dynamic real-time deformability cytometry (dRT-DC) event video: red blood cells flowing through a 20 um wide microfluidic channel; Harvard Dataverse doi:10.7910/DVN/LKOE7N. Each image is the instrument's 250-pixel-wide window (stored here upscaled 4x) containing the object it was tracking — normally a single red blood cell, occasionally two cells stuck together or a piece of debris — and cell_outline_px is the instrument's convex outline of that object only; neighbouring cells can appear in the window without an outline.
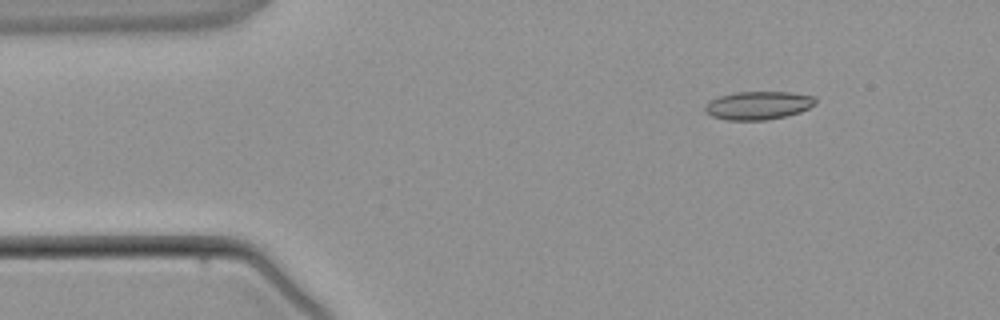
{"species": "common noctule bat (a hibernating species)", "species_latin": "Nyctalus noctula", "temperature_condition": "warm", "stored_images_in_passage": 3, "camera_frame_rate_fps": 3000, "um_per_image_px": 0.085, "animal": {"sex": "male", "body_mass_g": 21.5, "forearm_length_mm": 52.0}, "frame": {"image": 1, "passage_image": 1, "time_ms": 0.0, "image_size_px": [1000, 320], "cell_outline_px": [[816, 104], [800, 112], [768, 120], [728, 120], [712, 116], [704, 112], [704, 108], [712, 100], [720, 96], [736, 92], [792, 92], [816, 96]], "centroid_in_image_um": [64.49, 8.96], "position_along_channel_um": 20.5, "area_um2": 18.15}}
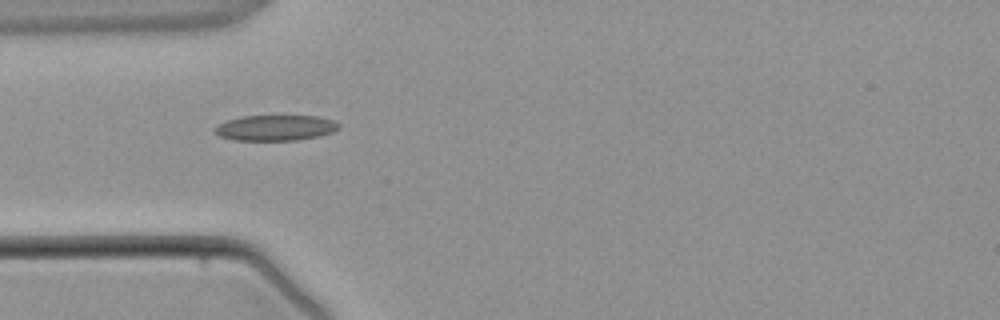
{"frame": {"image": 2, "passage_image": 3, "time_ms": 2.333, "image_size_px": [1000, 320], "cell_outline_px": [[340, 128], [332, 132], [320, 136], [296, 140], [236, 140], [220, 136], [216, 132], [216, 128], [220, 124], [228, 120], [244, 116], [316, 116], [332, 120], [340, 124]], "centroid_in_image_um": [23.48, 10.86], "position_along_channel_um": 61.5, "area_um2": 18.21}}